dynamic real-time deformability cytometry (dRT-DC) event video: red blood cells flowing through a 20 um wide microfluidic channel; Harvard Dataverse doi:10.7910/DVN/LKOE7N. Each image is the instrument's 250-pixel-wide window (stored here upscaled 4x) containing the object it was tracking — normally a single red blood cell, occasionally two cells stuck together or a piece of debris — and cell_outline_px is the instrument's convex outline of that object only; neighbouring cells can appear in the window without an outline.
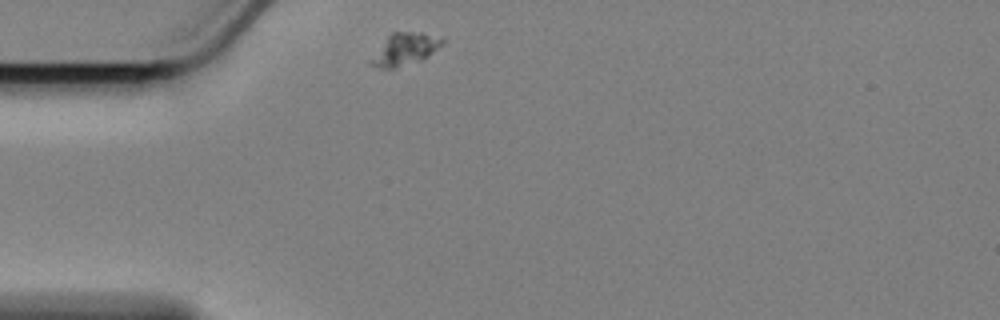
{"species": "Egyptian fruit bat (a non-hibernating species)", "species_latin": "Rousettus aegyptiacus", "temperature_condition": "cold", "stored_images_in_passage": 42, "camera_frame_rate_fps": 3000, "um_per_image_px": 0.085, "animal": {"sex": "female"}, "frame": {"image": 1, "passage_image": 1, "time_ms": 0.0, "image_size_px": [1000, 320], "cell_outline_px": [[444, 44], [424, 60], [396, 68], [380, 68], [372, 64], [372, 60], [388, 36], [392, 32], [420, 32], [444, 40]], "centroid_in_image_um": [34.49, 4.19], "position_along_channel_um": 50.5, "area_um2": 12.89}}
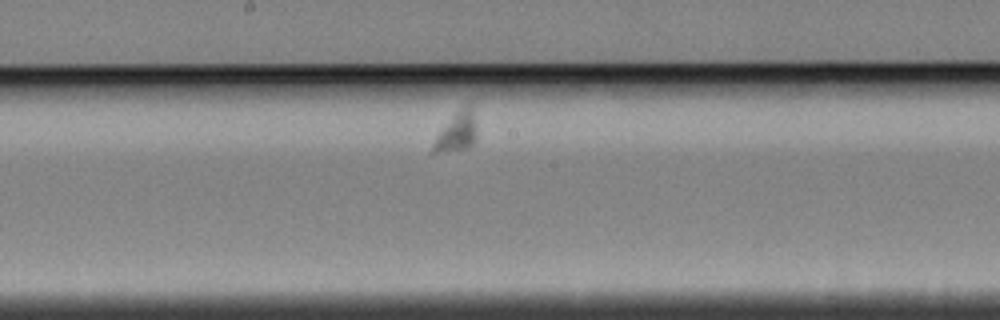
{"frame": {"image": 2, "passage_image": 19, "time_ms": 6.0, "image_size_px": [1000, 320], "cell_outline_px": [[476, 136], [472, 144], [468, 148], [436, 152], [432, 152], [432, 144], [440, 128], [456, 108], [472, 100], [476, 124]], "centroid_in_image_um": [38.84, 11.07], "position_along_channel_um": 209.4, "area_um2": 10.58}}
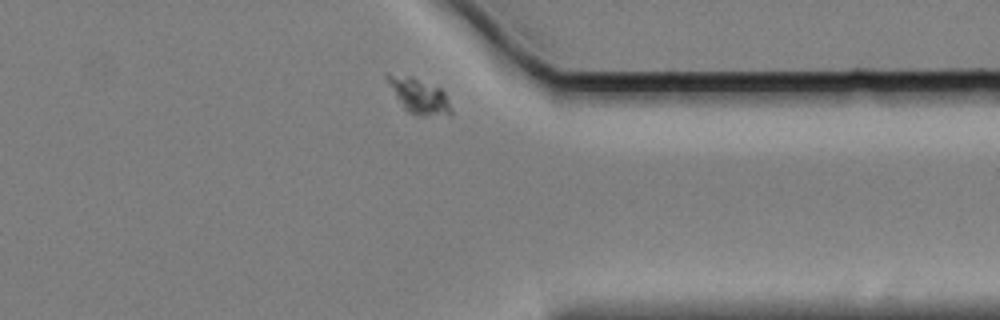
{"frame": {"image": 3, "passage_image": 36, "time_ms": 11.667, "image_size_px": [1000, 320], "cell_outline_px": [[452, 116], [416, 116], [408, 112], [404, 108], [396, 96], [384, 76], [388, 72], [412, 76], [440, 88], [444, 92], [452, 108]], "centroid_in_image_um": [35.63, 8.16], "position_along_channel_um": 375.8, "area_um2": 13.35}}